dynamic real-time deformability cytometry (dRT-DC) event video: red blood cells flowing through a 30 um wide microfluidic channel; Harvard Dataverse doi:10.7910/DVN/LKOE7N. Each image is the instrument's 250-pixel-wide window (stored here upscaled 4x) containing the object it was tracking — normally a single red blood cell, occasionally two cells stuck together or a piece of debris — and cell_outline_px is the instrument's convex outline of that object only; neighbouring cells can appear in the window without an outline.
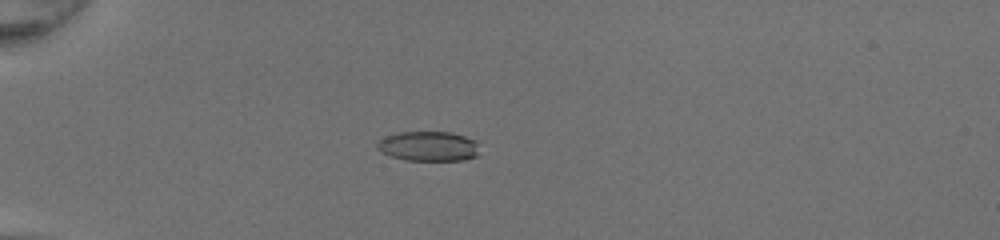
{"species": "common noctule bat (a hibernating species)", "species_latin": "Nyctalus noctula", "temperature_condition": "room temperature", "stored_images_in_passage": 51, "camera_frame_rate_fps": 3000, "um_per_image_px": 0.085, "animal": {"sex": "female", "body_mass_g": 20.0, "forearm_length_mm": 54.0}, "frame": {"image": 1, "passage_image": 17, "time_ms": 5.333, "image_size_px": [1000, 240], "cell_outline_px": [[476, 156], [464, 160], [404, 160], [380, 152], [376, 148], [376, 144], [384, 136], [400, 132], [452, 132], [476, 140]], "centroid_in_image_um": [36.37, 12.42], "position_along_channel_um": 48.6, "area_um2": 17.69}}
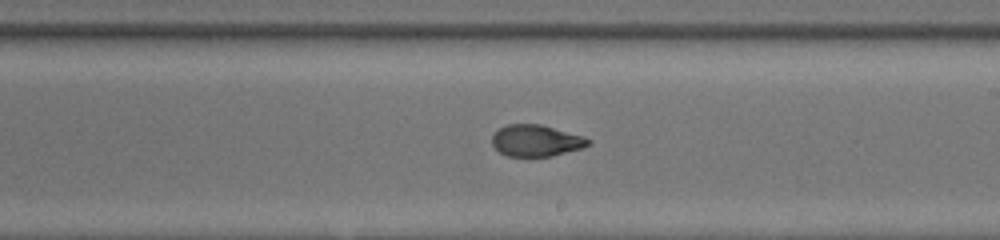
{"frame": {"image": 2, "passage_image": 33, "time_ms": 10.667, "image_size_px": [1000, 240], "cell_outline_px": [[592, 144], [584, 148], [552, 156], [508, 156], [500, 152], [492, 144], [492, 136], [500, 128], [508, 124], [540, 124], [584, 136], [592, 140]], "centroid_in_image_um": [45.62, 11.96], "position_along_channel_um": 243.4, "area_um2": 17.74}}
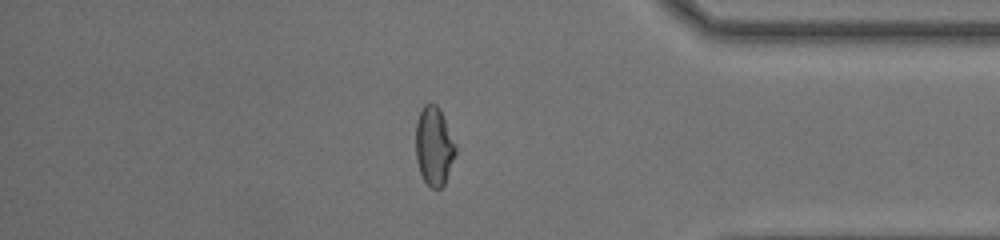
{"frame": {"image": 3, "passage_image": 45, "time_ms": 14.667, "image_size_px": [1000, 240], "cell_outline_px": [[456, 152], [444, 184], [440, 188], [432, 188], [424, 180], [420, 172], [416, 160], [416, 120], [424, 104], [436, 104], [440, 108], [456, 144]], "centroid_in_image_um": [36.89, 12.39], "position_along_channel_um": 398.3, "area_um2": 18.21}, "authors_computed_cell_mechanics": {"area_um2": 18.6694, "velocity_mm_per_s": 4.3124, "shape_relaxation_time_tau1_ms": null, "shape_relaxation_time_tau2_ms": 1.3136, "deformation_change_tau1": null, "deformation_change_tau2": 0.0651}}